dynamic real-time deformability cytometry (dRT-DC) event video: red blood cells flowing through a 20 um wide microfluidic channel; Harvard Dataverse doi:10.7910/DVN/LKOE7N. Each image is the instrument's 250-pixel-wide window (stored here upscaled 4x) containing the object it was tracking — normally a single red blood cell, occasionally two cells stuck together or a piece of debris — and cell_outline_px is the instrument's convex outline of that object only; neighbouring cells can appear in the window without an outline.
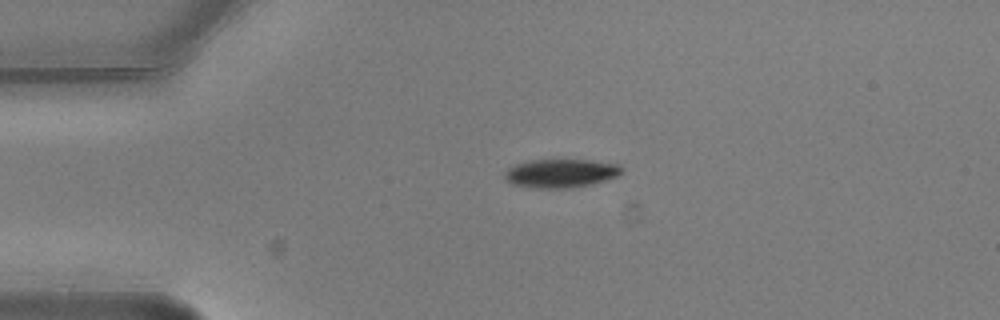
{"species": "common noctule bat (a hibernating species)", "species_latin": "Nyctalus noctula", "temperature_condition": "warm", "stored_images_in_passage": 2, "camera_frame_rate_fps": 3000, "um_per_image_px": 0.085, "animal": {"sex": "male", "body_mass_g": 20.5, "forearm_length_mm": 52.5}, "frame": {"image": 1, "passage_image": 2, "time_ms": 0.333, "image_size_px": [1000, 320], "cell_outline_px": [[624, 168], [616, 176], [592, 184], [572, 188], [532, 188], [512, 184], [504, 180], [504, 172], [508, 168], [516, 164], [532, 160], [592, 160], [620, 164]], "centroid_in_image_um": [47.65, 14.73], "position_along_channel_um": 37.4, "area_um2": 19.59}}